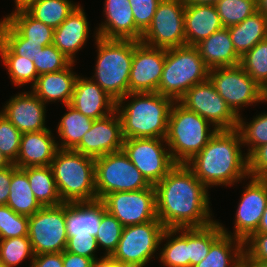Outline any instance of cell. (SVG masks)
Returning <instances> with one entry per match:
<instances>
[{"mask_svg":"<svg viewBox=\"0 0 267 267\" xmlns=\"http://www.w3.org/2000/svg\"><path fill=\"white\" fill-rule=\"evenodd\" d=\"M154 188L157 217L165 229L202 228L216 221L209 189L186 164H176Z\"/></svg>","mask_w":267,"mask_h":267,"instance_id":"1","label":"cell"},{"mask_svg":"<svg viewBox=\"0 0 267 267\" xmlns=\"http://www.w3.org/2000/svg\"><path fill=\"white\" fill-rule=\"evenodd\" d=\"M236 53L242 57L267 38V17L257 11L242 22L227 27Z\"/></svg>","mask_w":267,"mask_h":267,"instance_id":"29","label":"cell"},{"mask_svg":"<svg viewBox=\"0 0 267 267\" xmlns=\"http://www.w3.org/2000/svg\"><path fill=\"white\" fill-rule=\"evenodd\" d=\"M240 66L261 87L267 84V38L241 57Z\"/></svg>","mask_w":267,"mask_h":267,"instance_id":"40","label":"cell"},{"mask_svg":"<svg viewBox=\"0 0 267 267\" xmlns=\"http://www.w3.org/2000/svg\"><path fill=\"white\" fill-rule=\"evenodd\" d=\"M75 65L72 62L62 71L39 75L30 90L47 106L57 102L64 106L70 104L79 75L73 69Z\"/></svg>","mask_w":267,"mask_h":267,"instance_id":"24","label":"cell"},{"mask_svg":"<svg viewBox=\"0 0 267 267\" xmlns=\"http://www.w3.org/2000/svg\"><path fill=\"white\" fill-rule=\"evenodd\" d=\"M152 185L122 150L95 158V187L97 199L122 191H138Z\"/></svg>","mask_w":267,"mask_h":267,"instance_id":"8","label":"cell"},{"mask_svg":"<svg viewBox=\"0 0 267 267\" xmlns=\"http://www.w3.org/2000/svg\"><path fill=\"white\" fill-rule=\"evenodd\" d=\"M238 267H249V266L245 262H243Z\"/></svg>","mask_w":267,"mask_h":267,"instance_id":"63","label":"cell"},{"mask_svg":"<svg viewBox=\"0 0 267 267\" xmlns=\"http://www.w3.org/2000/svg\"><path fill=\"white\" fill-rule=\"evenodd\" d=\"M92 259L63 251V267H91Z\"/></svg>","mask_w":267,"mask_h":267,"instance_id":"52","label":"cell"},{"mask_svg":"<svg viewBox=\"0 0 267 267\" xmlns=\"http://www.w3.org/2000/svg\"><path fill=\"white\" fill-rule=\"evenodd\" d=\"M164 230L165 227L160 220L125 226L117 248L111 256L121 265L147 267L154 258L158 259L157 251Z\"/></svg>","mask_w":267,"mask_h":267,"instance_id":"9","label":"cell"},{"mask_svg":"<svg viewBox=\"0 0 267 267\" xmlns=\"http://www.w3.org/2000/svg\"><path fill=\"white\" fill-rule=\"evenodd\" d=\"M174 102L172 98L157 92L125 95L116 102L123 138L165 139Z\"/></svg>","mask_w":267,"mask_h":267,"instance_id":"3","label":"cell"},{"mask_svg":"<svg viewBox=\"0 0 267 267\" xmlns=\"http://www.w3.org/2000/svg\"><path fill=\"white\" fill-rule=\"evenodd\" d=\"M30 267H63V252L34 255Z\"/></svg>","mask_w":267,"mask_h":267,"instance_id":"51","label":"cell"},{"mask_svg":"<svg viewBox=\"0 0 267 267\" xmlns=\"http://www.w3.org/2000/svg\"><path fill=\"white\" fill-rule=\"evenodd\" d=\"M209 70L195 46L166 49L157 93L179 101L190 88L208 79Z\"/></svg>","mask_w":267,"mask_h":267,"instance_id":"7","label":"cell"},{"mask_svg":"<svg viewBox=\"0 0 267 267\" xmlns=\"http://www.w3.org/2000/svg\"><path fill=\"white\" fill-rule=\"evenodd\" d=\"M243 114L238 117L237 130L240 133L243 148L249 157L258 147L267 143V112L257 113L253 118L246 120ZM252 119V120H251Z\"/></svg>","mask_w":267,"mask_h":267,"instance_id":"37","label":"cell"},{"mask_svg":"<svg viewBox=\"0 0 267 267\" xmlns=\"http://www.w3.org/2000/svg\"><path fill=\"white\" fill-rule=\"evenodd\" d=\"M158 252L163 267H190L189 228L165 229Z\"/></svg>","mask_w":267,"mask_h":267,"instance_id":"28","label":"cell"},{"mask_svg":"<svg viewBox=\"0 0 267 267\" xmlns=\"http://www.w3.org/2000/svg\"><path fill=\"white\" fill-rule=\"evenodd\" d=\"M243 262L244 241L223 233L194 267H238Z\"/></svg>","mask_w":267,"mask_h":267,"instance_id":"30","label":"cell"},{"mask_svg":"<svg viewBox=\"0 0 267 267\" xmlns=\"http://www.w3.org/2000/svg\"><path fill=\"white\" fill-rule=\"evenodd\" d=\"M118 267H139V266H134V265H119Z\"/></svg>","mask_w":267,"mask_h":267,"instance_id":"62","label":"cell"},{"mask_svg":"<svg viewBox=\"0 0 267 267\" xmlns=\"http://www.w3.org/2000/svg\"><path fill=\"white\" fill-rule=\"evenodd\" d=\"M97 52L91 78L116 102L129 93L134 40L105 39L92 33Z\"/></svg>","mask_w":267,"mask_h":267,"instance_id":"4","label":"cell"},{"mask_svg":"<svg viewBox=\"0 0 267 267\" xmlns=\"http://www.w3.org/2000/svg\"><path fill=\"white\" fill-rule=\"evenodd\" d=\"M161 0H129L136 27L144 33L150 26Z\"/></svg>","mask_w":267,"mask_h":267,"instance_id":"47","label":"cell"},{"mask_svg":"<svg viewBox=\"0 0 267 267\" xmlns=\"http://www.w3.org/2000/svg\"><path fill=\"white\" fill-rule=\"evenodd\" d=\"M9 189L6 205L17 214L30 217L42 208L30 188L26 172L22 168L16 167L13 163L11 164Z\"/></svg>","mask_w":267,"mask_h":267,"instance_id":"31","label":"cell"},{"mask_svg":"<svg viewBox=\"0 0 267 267\" xmlns=\"http://www.w3.org/2000/svg\"><path fill=\"white\" fill-rule=\"evenodd\" d=\"M50 167L62 203L98 200L94 158L73 149H58Z\"/></svg>","mask_w":267,"mask_h":267,"instance_id":"5","label":"cell"},{"mask_svg":"<svg viewBox=\"0 0 267 267\" xmlns=\"http://www.w3.org/2000/svg\"><path fill=\"white\" fill-rule=\"evenodd\" d=\"M178 102L206 119L217 130L237 129L238 117L218 94L209 78L190 88Z\"/></svg>","mask_w":267,"mask_h":267,"instance_id":"14","label":"cell"},{"mask_svg":"<svg viewBox=\"0 0 267 267\" xmlns=\"http://www.w3.org/2000/svg\"><path fill=\"white\" fill-rule=\"evenodd\" d=\"M48 107L31 90L14 94L2 106L0 113L21 133L49 129L46 122Z\"/></svg>","mask_w":267,"mask_h":267,"instance_id":"18","label":"cell"},{"mask_svg":"<svg viewBox=\"0 0 267 267\" xmlns=\"http://www.w3.org/2000/svg\"><path fill=\"white\" fill-rule=\"evenodd\" d=\"M185 5L184 0H161L141 42L161 49L185 46Z\"/></svg>","mask_w":267,"mask_h":267,"instance_id":"11","label":"cell"},{"mask_svg":"<svg viewBox=\"0 0 267 267\" xmlns=\"http://www.w3.org/2000/svg\"><path fill=\"white\" fill-rule=\"evenodd\" d=\"M101 201L106 211L124 227L159 220L154 185L138 191L113 192L107 194Z\"/></svg>","mask_w":267,"mask_h":267,"instance_id":"16","label":"cell"},{"mask_svg":"<svg viewBox=\"0 0 267 267\" xmlns=\"http://www.w3.org/2000/svg\"><path fill=\"white\" fill-rule=\"evenodd\" d=\"M223 234L219 222L202 228H189L190 267L201 262L209 253L211 245Z\"/></svg>","mask_w":267,"mask_h":267,"instance_id":"38","label":"cell"},{"mask_svg":"<svg viewBox=\"0 0 267 267\" xmlns=\"http://www.w3.org/2000/svg\"><path fill=\"white\" fill-rule=\"evenodd\" d=\"M106 212L101 200L90 202L65 203L67 236L96 237L102 215Z\"/></svg>","mask_w":267,"mask_h":267,"instance_id":"25","label":"cell"},{"mask_svg":"<svg viewBox=\"0 0 267 267\" xmlns=\"http://www.w3.org/2000/svg\"><path fill=\"white\" fill-rule=\"evenodd\" d=\"M51 128L22 133L20 150L13 163L18 168L50 166L58 148Z\"/></svg>","mask_w":267,"mask_h":267,"instance_id":"23","label":"cell"},{"mask_svg":"<svg viewBox=\"0 0 267 267\" xmlns=\"http://www.w3.org/2000/svg\"><path fill=\"white\" fill-rule=\"evenodd\" d=\"M27 43L37 44L39 47L51 45L54 29L41 21L36 20L26 10L8 13L3 16Z\"/></svg>","mask_w":267,"mask_h":267,"instance_id":"33","label":"cell"},{"mask_svg":"<svg viewBox=\"0 0 267 267\" xmlns=\"http://www.w3.org/2000/svg\"><path fill=\"white\" fill-rule=\"evenodd\" d=\"M0 40L17 56L25 57L33 61L39 46L27 43L5 19H0Z\"/></svg>","mask_w":267,"mask_h":267,"instance_id":"43","label":"cell"},{"mask_svg":"<svg viewBox=\"0 0 267 267\" xmlns=\"http://www.w3.org/2000/svg\"><path fill=\"white\" fill-rule=\"evenodd\" d=\"M249 267H267V262L261 261H244Z\"/></svg>","mask_w":267,"mask_h":267,"instance_id":"60","label":"cell"},{"mask_svg":"<svg viewBox=\"0 0 267 267\" xmlns=\"http://www.w3.org/2000/svg\"><path fill=\"white\" fill-rule=\"evenodd\" d=\"M123 141L121 120L115 111L107 117L94 120L91 129L73 150L95 159L122 150Z\"/></svg>","mask_w":267,"mask_h":267,"instance_id":"19","label":"cell"},{"mask_svg":"<svg viewBox=\"0 0 267 267\" xmlns=\"http://www.w3.org/2000/svg\"><path fill=\"white\" fill-rule=\"evenodd\" d=\"M195 47L209 69L240 65L241 57L236 53L226 27L203 39Z\"/></svg>","mask_w":267,"mask_h":267,"instance_id":"27","label":"cell"},{"mask_svg":"<svg viewBox=\"0 0 267 267\" xmlns=\"http://www.w3.org/2000/svg\"><path fill=\"white\" fill-rule=\"evenodd\" d=\"M247 180L249 181L247 182ZM243 185L245 186H243L240 200L236 206V213L234 214L233 231H229V228H226L219 219L217 220L224 234L245 241L257 230L266 208L267 179L249 176L244 179Z\"/></svg>","mask_w":267,"mask_h":267,"instance_id":"15","label":"cell"},{"mask_svg":"<svg viewBox=\"0 0 267 267\" xmlns=\"http://www.w3.org/2000/svg\"><path fill=\"white\" fill-rule=\"evenodd\" d=\"M215 7L223 27L227 28L257 12V0H218Z\"/></svg>","mask_w":267,"mask_h":267,"instance_id":"41","label":"cell"},{"mask_svg":"<svg viewBox=\"0 0 267 267\" xmlns=\"http://www.w3.org/2000/svg\"><path fill=\"white\" fill-rule=\"evenodd\" d=\"M103 18L97 25L99 37L141 41L142 32L136 27L129 0H104Z\"/></svg>","mask_w":267,"mask_h":267,"instance_id":"20","label":"cell"},{"mask_svg":"<svg viewBox=\"0 0 267 267\" xmlns=\"http://www.w3.org/2000/svg\"><path fill=\"white\" fill-rule=\"evenodd\" d=\"M166 49L151 47L134 40L129 77V93L157 92L165 65Z\"/></svg>","mask_w":267,"mask_h":267,"instance_id":"17","label":"cell"},{"mask_svg":"<svg viewBox=\"0 0 267 267\" xmlns=\"http://www.w3.org/2000/svg\"><path fill=\"white\" fill-rule=\"evenodd\" d=\"M22 133L0 113V152L12 163L17 159Z\"/></svg>","mask_w":267,"mask_h":267,"instance_id":"46","label":"cell"},{"mask_svg":"<svg viewBox=\"0 0 267 267\" xmlns=\"http://www.w3.org/2000/svg\"><path fill=\"white\" fill-rule=\"evenodd\" d=\"M0 58L13 86L22 88L30 83L31 88L36 83L38 74L34 62L14 54L1 40Z\"/></svg>","mask_w":267,"mask_h":267,"instance_id":"35","label":"cell"},{"mask_svg":"<svg viewBox=\"0 0 267 267\" xmlns=\"http://www.w3.org/2000/svg\"><path fill=\"white\" fill-rule=\"evenodd\" d=\"M11 182V165L0 170V205H6Z\"/></svg>","mask_w":267,"mask_h":267,"instance_id":"53","label":"cell"},{"mask_svg":"<svg viewBox=\"0 0 267 267\" xmlns=\"http://www.w3.org/2000/svg\"><path fill=\"white\" fill-rule=\"evenodd\" d=\"M28 237L34 255L63 252L67 245L65 203L45 206L29 217Z\"/></svg>","mask_w":267,"mask_h":267,"instance_id":"12","label":"cell"},{"mask_svg":"<svg viewBox=\"0 0 267 267\" xmlns=\"http://www.w3.org/2000/svg\"><path fill=\"white\" fill-rule=\"evenodd\" d=\"M208 78L237 117L242 115L243 107L262 103V87L240 65L212 68Z\"/></svg>","mask_w":267,"mask_h":267,"instance_id":"10","label":"cell"},{"mask_svg":"<svg viewBox=\"0 0 267 267\" xmlns=\"http://www.w3.org/2000/svg\"><path fill=\"white\" fill-rule=\"evenodd\" d=\"M237 129L217 130L206 146L186 165L208 188L242 184L248 174V157Z\"/></svg>","mask_w":267,"mask_h":267,"instance_id":"2","label":"cell"},{"mask_svg":"<svg viewBox=\"0 0 267 267\" xmlns=\"http://www.w3.org/2000/svg\"><path fill=\"white\" fill-rule=\"evenodd\" d=\"M22 169L26 172L30 188L42 207L62 204L50 166L27 167Z\"/></svg>","mask_w":267,"mask_h":267,"instance_id":"34","label":"cell"},{"mask_svg":"<svg viewBox=\"0 0 267 267\" xmlns=\"http://www.w3.org/2000/svg\"><path fill=\"white\" fill-rule=\"evenodd\" d=\"M37 74L58 72L66 69L72 62L53 44L39 47L35 58H33Z\"/></svg>","mask_w":267,"mask_h":267,"instance_id":"44","label":"cell"},{"mask_svg":"<svg viewBox=\"0 0 267 267\" xmlns=\"http://www.w3.org/2000/svg\"><path fill=\"white\" fill-rule=\"evenodd\" d=\"M123 228L124 226L107 211L102 215L95 237L101 254L112 255L117 248Z\"/></svg>","mask_w":267,"mask_h":267,"instance_id":"42","label":"cell"},{"mask_svg":"<svg viewBox=\"0 0 267 267\" xmlns=\"http://www.w3.org/2000/svg\"><path fill=\"white\" fill-rule=\"evenodd\" d=\"M0 267H6V266L0 261Z\"/></svg>","mask_w":267,"mask_h":267,"instance_id":"64","label":"cell"},{"mask_svg":"<svg viewBox=\"0 0 267 267\" xmlns=\"http://www.w3.org/2000/svg\"><path fill=\"white\" fill-rule=\"evenodd\" d=\"M244 261L267 262V233H253L244 241Z\"/></svg>","mask_w":267,"mask_h":267,"instance_id":"49","label":"cell"},{"mask_svg":"<svg viewBox=\"0 0 267 267\" xmlns=\"http://www.w3.org/2000/svg\"><path fill=\"white\" fill-rule=\"evenodd\" d=\"M98 255L100 257L92 261L91 267H118L120 265L111 255Z\"/></svg>","mask_w":267,"mask_h":267,"instance_id":"54","label":"cell"},{"mask_svg":"<svg viewBox=\"0 0 267 267\" xmlns=\"http://www.w3.org/2000/svg\"><path fill=\"white\" fill-rule=\"evenodd\" d=\"M79 4L73 0H37L26 11L36 20L56 29Z\"/></svg>","mask_w":267,"mask_h":267,"instance_id":"36","label":"cell"},{"mask_svg":"<svg viewBox=\"0 0 267 267\" xmlns=\"http://www.w3.org/2000/svg\"><path fill=\"white\" fill-rule=\"evenodd\" d=\"M122 149L151 185L160 182L176 165L165 139H124Z\"/></svg>","mask_w":267,"mask_h":267,"instance_id":"13","label":"cell"},{"mask_svg":"<svg viewBox=\"0 0 267 267\" xmlns=\"http://www.w3.org/2000/svg\"><path fill=\"white\" fill-rule=\"evenodd\" d=\"M217 132L206 119L175 101L169 113L166 143L172 160L186 164Z\"/></svg>","mask_w":267,"mask_h":267,"instance_id":"6","label":"cell"},{"mask_svg":"<svg viewBox=\"0 0 267 267\" xmlns=\"http://www.w3.org/2000/svg\"><path fill=\"white\" fill-rule=\"evenodd\" d=\"M29 217L17 214L7 205H0V239L28 236Z\"/></svg>","mask_w":267,"mask_h":267,"instance_id":"45","label":"cell"},{"mask_svg":"<svg viewBox=\"0 0 267 267\" xmlns=\"http://www.w3.org/2000/svg\"><path fill=\"white\" fill-rule=\"evenodd\" d=\"M86 14L84 7L79 4L66 20L54 29L52 44L71 62H77L76 53L85 48L92 35Z\"/></svg>","mask_w":267,"mask_h":267,"instance_id":"21","label":"cell"},{"mask_svg":"<svg viewBox=\"0 0 267 267\" xmlns=\"http://www.w3.org/2000/svg\"><path fill=\"white\" fill-rule=\"evenodd\" d=\"M267 103V84L262 87V104Z\"/></svg>","mask_w":267,"mask_h":267,"instance_id":"61","label":"cell"},{"mask_svg":"<svg viewBox=\"0 0 267 267\" xmlns=\"http://www.w3.org/2000/svg\"><path fill=\"white\" fill-rule=\"evenodd\" d=\"M66 112L56 125V138L59 149H74L81 141L83 135L91 129L93 119L83 115L70 104L65 105Z\"/></svg>","mask_w":267,"mask_h":267,"instance_id":"32","label":"cell"},{"mask_svg":"<svg viewBox=\"0 0 267 267\" xmlns=\"http://www.w3.org/2000/svg\"><path fill=\"white\" fill-rule=\"evenodd\" d=\"M65 251L85 256L92 260L98 258L100 252L97 240L94 236H68Z\"/></svg>","mask_w":267,"mask_h":267,"instance_id":"48","label":"cell"},{"mask_svg":"<svg viewBox=\"0 0 267 267\" xmlns=\"http://www.w3.org/2000/svg\"><path fill=\"white\" fill-rule=\"evenodd\" d=\"M254 233H267V204H266V208L263 212V215L261 217V221L259 223V226Z\"/></svg>","mask_w":267,"mask_h":267,"instance_id":"56","label":"cell"},{"mask_svg":"<svg viewBox=\"0 0 267 267\" xmlns=\"http://www.w3.org/2000/svg\"><path fill=\"white\" fill-rule=\"evenodd\" d=\"M257 11L267 17V0H257Z\"/></svg>","mask_w":267,"mask_h":267,"instance_id":"58","label":"cell"},{"mask_svg":"<svg viewBox=\"0 0 267 267\" xmlns=\"http://www.w3.org/2000/svg\"><path fill=\"white\" fill-rule=\"evenodd\" d=\"M186 45L195 46L223 28L215 5L186 4L184 13Z\"/></svg>","mask_w":267,"mask_h":267,"instance_id":"26","label":"cell"},{"mask_svg":"<svg viewBox=\"0 0 267 267\" xmlns=\"http://www.w3.org/2000/svg\"><path fill=\"white\" fill-rule=\"evenodd\" d=\"M248 174L253 178L267 179V143L248 157Z\"/></svg>","mask_w":267,"mask_h":267,"instance_id":"50","label":"cell"},{"mask_svg":"<svg viewBox=\"0 0 267 267\" xmlns=\"http://www.w3.org/2000/svg\"><path fill=\"white\" fill-rule=\"evenodd\" d=\"M29 259V260H28ZM34 259L31 242L28 236L0 239V261L6 267H18L25 260L29 267Z\"/></svg>","mask_w":267,"mask_h":267,"instance_id":"39","label":"cell"},{"mask_svg":"<svg viewBox=\"0 0 267 267\" xmlns=\"http://www.w3.org/2000/svg\"><path fill=\"white\" fill-rule=\"evenodd\" d=\"M14 1V7L11 13L20 11V10H26L28 9L33 3H35L37 0H13Z\"/></svg>","mask_w":267,"mask_h":267,"instance_id":"55","label":"cell"},{"mask_svg":"<svg viewBox=\"0 0 267 267\" xmlns=\"http://www.w3.org/2000/svg\"><path fill=\"white\" fill-rule=\"evenodd\" d=\"M70 105L93 120L116 111V101L91 78L83 75L76 78Z\"/></svg>","mask_w":267,"mask_h":267,"instance_id":"22","label":"cell"},{"mask_svg":"<svg viewBox=\"0 0 267 267\" xmlns=\"http://www.w3.org/2000/svg\"><path fill=\"white\" fill-rule=\"evenodd\" d=\"M185 4H195V5H202V4H207V5H215V3L218 0H184Z\"/></svg>","mask_w":267,"mask_h":267,"instance_id":"57","label":"cell"},{"mask_svg":"<svg viewBox=\"0 0 267 267\" xmlns=\"http://www.w3.org/2000/svg\"><path fill=\"white\" fill-rule=\"evenodd\" d=\"M12 162L0 152V170L9 167Z\"/></svg>","mask_w":267,"mask_h":267,"instance_id":"59","label":"cell"}]
</instances>
